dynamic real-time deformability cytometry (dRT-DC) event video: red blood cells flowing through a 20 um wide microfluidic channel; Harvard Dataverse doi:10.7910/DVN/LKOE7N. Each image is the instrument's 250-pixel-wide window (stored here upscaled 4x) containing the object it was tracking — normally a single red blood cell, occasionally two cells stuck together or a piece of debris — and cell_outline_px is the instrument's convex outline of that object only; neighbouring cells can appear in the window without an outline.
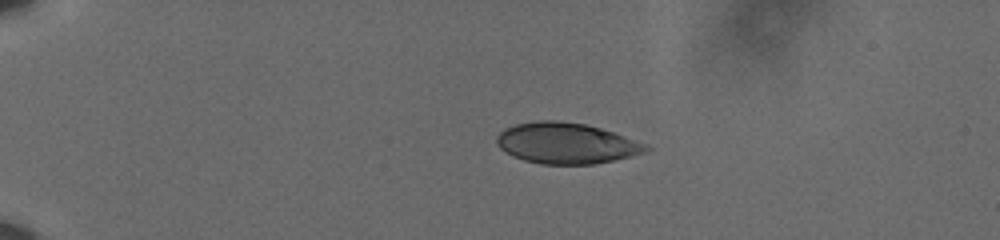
{"species": "human", "species_latin": "Homo sapiens", "temperature_condition": "cold", "stored_images_in_passage": 46, "camera_frame_rate_fps": 3000, "um_per_image_px": 0.085, "donor": {"sex": "male"}, "frame": {"image": 1, "passage_image": 1, "time_ms": 0.0, "image_size_px": [1000, 240], "cell_outline_px": [[652, 148], [648, 152], [632, 156], [592, 164], [540, 164], [524, 160], [512, 156], [500, 148], [496, 144], [496, 136], [504, 128], [516, 124], [536, 120], [556, 120], [584, 124], [600, 128], [624, 136], [644, 144]], "centroid_in_image_um": [48.09, 12.17], "position_along_channel_um": 36.9, "area_um2": 35.49}}
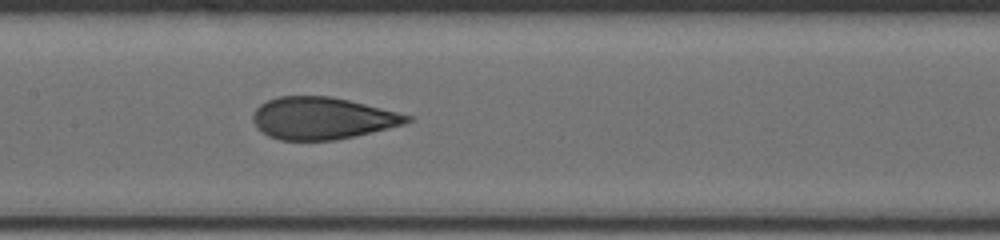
{"frame": {"image": 2, "passage_image": 19, "time_ms": 6.0, "image_size_px": [1000, 240], "cell_outline_px": [[412, 120], [404, 124], [336, 140], [280, 140], [268, 136], [256, 128], [252, 120], [252, 116], [256, 108], [260, 104], [268, 100], [280, 96], [332, 96], [412, 116]], "centroid_in_image_um": [27.33, 10.05], "position_along_channel_um": 180.1, "area_um2": 37.51}}
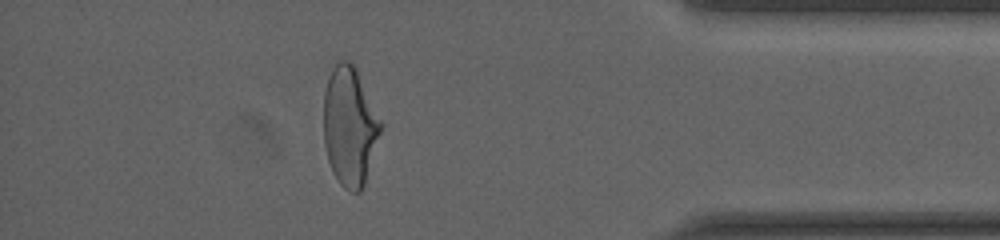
{"frame": {"image": 3, "passage_image": 40, "time_ms": 13.0, "image_size_px": [1000, 240], "cell_outline_px": [[384, 124], [364, 184], [360, 192], [352, 192], [344, 188], [340, 184], [332, 172], [328, 160], [324, 144], [324, 92], [328, 76], [332, 68], [340, 60], [348, 60], [356, 68]], "centroid_in_image_um": [29.73, 10.73], "position_along_channel_um": 405.5, "area_um2": 39.82}, "authors_computed_cell_mechanics": {"area_um2": 38.5237, "velocity_mm_per_s": 3.5988, "shape_relaxation_time_tau1_ms": 5.9008, "shape_relaxation_time_tau2_ms": 0.9013, "deformation_change_tau1": 0.1701, "deformation_change_tau2": 0.0641}}